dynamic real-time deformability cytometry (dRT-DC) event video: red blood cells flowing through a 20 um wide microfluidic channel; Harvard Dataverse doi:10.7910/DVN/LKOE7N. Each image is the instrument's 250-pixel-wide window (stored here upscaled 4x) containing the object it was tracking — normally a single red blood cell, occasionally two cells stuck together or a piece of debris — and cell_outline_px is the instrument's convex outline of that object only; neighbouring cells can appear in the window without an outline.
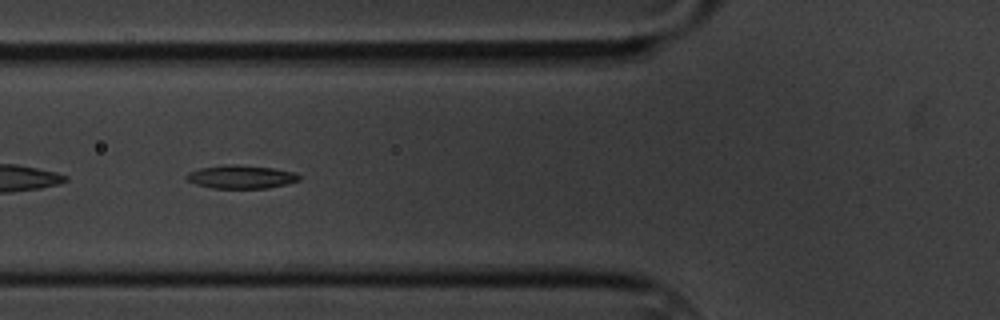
{"species": "common noctule bat (a hibernating species)", "species_latin": "Nyctalus noctula", "temperature_condition": "cold", "stored_images_in_passage": 7, "camera_frame_rate_fps": 3000, "um_per_image_px": 0.085, "animal": {"sex": "male", "body_mass_g": 20.1, "forearm_length_mm": 53.5}, "frame": {"image": 1, "passage_image": 6, "time_ms": 5.667, "image_size_px": [1000, 320], "cell_outline_px": [[300, 180], [268, 188], [212, 188], [196, 184], [188, 180], [184, 176], [188, 172], [200, 168], [224, 164], [236, 164], [272, 168], [296, 172], [300, 176]], "centroid_in_image_um": [20.47, 15.02], "position_along_channel_um": 105.3, "area_um2": 15.32}}
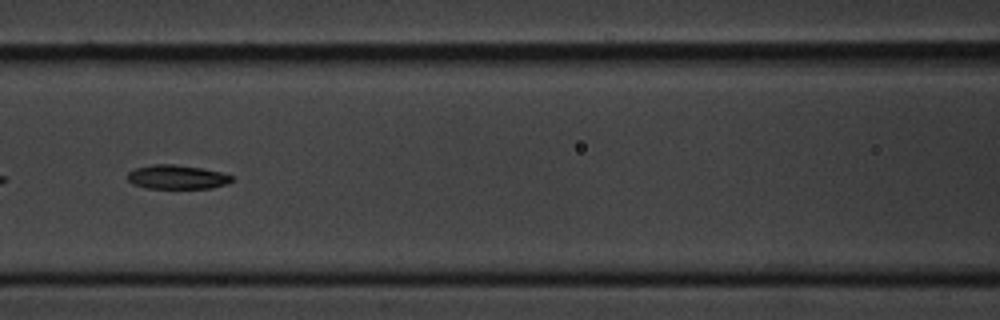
{"frame": {"image": 2, "passage_image": 7, "time_ms": 7.0, "image_size_px": [1000, 320], "cell_outline_px": [[232, 180], [228, 184], [212, 188], [144, 188], [132, 184], [128, 180], [128, 172], [136, 168], [152, 164], [172, 164], [200, 168], [220, 172], [232, 176]], "centroid_in_image_um": [15.02, 15.05], "position_along_channel_um": 151.6, "area_um2": 14.57}}